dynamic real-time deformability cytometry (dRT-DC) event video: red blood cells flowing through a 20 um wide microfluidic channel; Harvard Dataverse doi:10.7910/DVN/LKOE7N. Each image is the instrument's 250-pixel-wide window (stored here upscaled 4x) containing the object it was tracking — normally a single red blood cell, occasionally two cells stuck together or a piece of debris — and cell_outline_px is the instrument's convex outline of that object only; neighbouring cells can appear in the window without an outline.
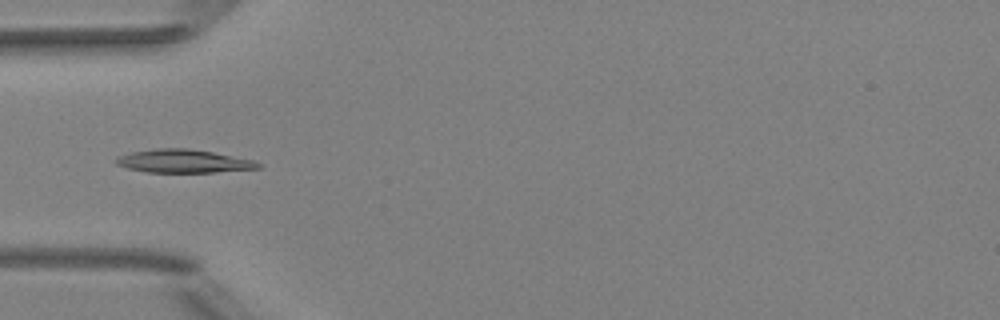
{"species": "Egyptian fruit bat (a non-hibernating species)", "species_latin": "Rousettus aegyptiacus", "temperature_condition": "room temperature", "stored_images_in_passage": 50, "camera_frame_rate_fps": 3000, "um_per_image_px": 0.085, "animal": {"sex": "female"}, "frame": {"image": 1, "passage_image": 16, "time_ms": 5.0, "image_size_px": [1000, 320], "cell_outline_px": [[264, 164], [260, 168], [216, 172], [148, 172], [128, 168], [116, 164], [116, 156], [132, 152], [156, 148], [188, 148], [212, 152], [252, 160]], "centroid_in_image_um": [15.6, 13.69], "position_along_channel_um": 69.4, "area_um2": 19.13}}
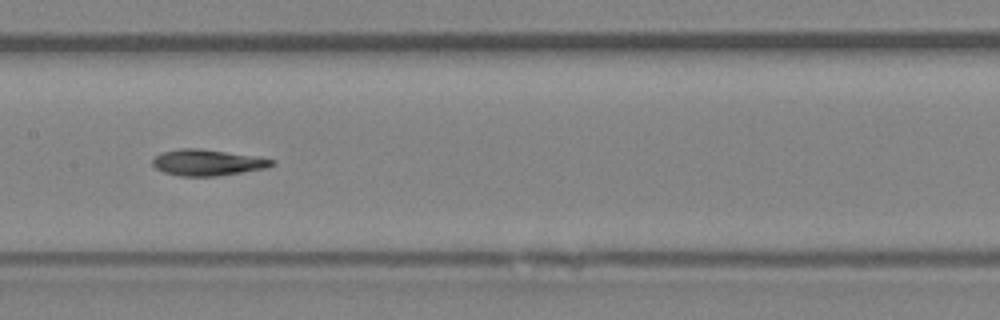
{"frame": {"image": 2, "passage_image": 25, "time_ms": 8.0, "image_size_px": [1000, 320], "cell_outline_px": [[276, 164], [264, 168], [216, 176], [180, 176], [164, 172], [156, 168], [152, 164], [152, 160], [160, 152], [180, 148], [200, 148], [260, 156], [276, 160]], "centroid_in_image_um": [17.65, 13.79], "position_along_channel_um": 189.8, "area_um2": 18.32}}
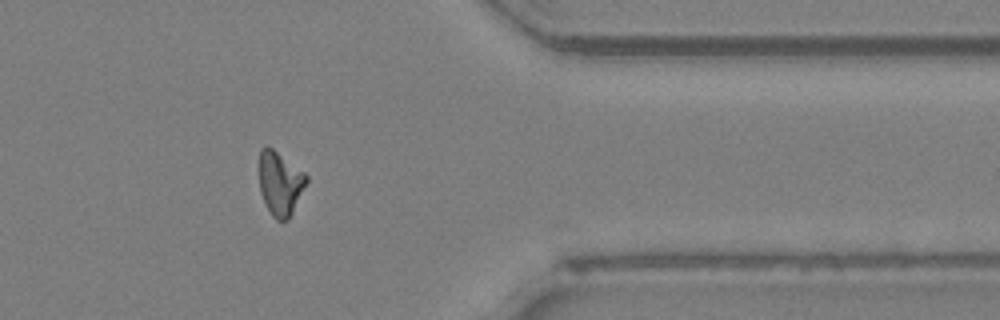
{"frame": {"image": 3, "passage_image": 41, "time_ms": 13.333, "image_size_px": [1000, 320], "cell_outline_px": [[308, 180], [288, 220], [276, 220], [272, 216], [260, 192], [260, 148], [272, 148], [304, 172], [308, 176]], "centroid_in_image_um": [23.82, 15.59], "position_along_channel_um": 387.6, "area_um2": 17.11}, "authors_computed_cell_mechanics": {"area_um2": 18.2648, "velocity_mm_per_s": 4.038, "shape_relaxation_time_tau1_ms": 6.2337, "shape_relaxation_time_tau2_ms": 4.7689, "deformation_change_tau1": 0.1647, "deformation_change_tau2": 0.0998}}